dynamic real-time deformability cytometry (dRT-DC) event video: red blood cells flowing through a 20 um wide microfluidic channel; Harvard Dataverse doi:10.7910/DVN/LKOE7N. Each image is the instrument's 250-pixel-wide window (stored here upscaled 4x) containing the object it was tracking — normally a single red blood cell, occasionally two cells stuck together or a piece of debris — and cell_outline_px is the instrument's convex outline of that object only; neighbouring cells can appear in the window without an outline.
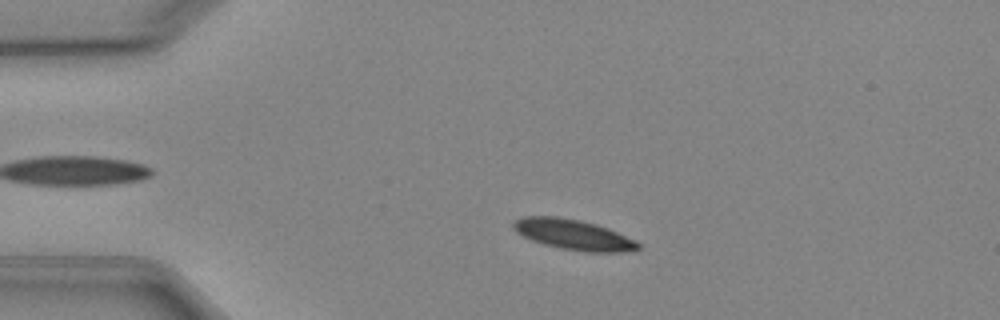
{"species": "Egyptian fruit bat (a non-hibernating species)", "species_latin": "Rousettus aegyptiacus", "temperature_condition": "cold", "stored_images_in_passage": 3, "camera_frame_rate_fps": 3000, "um_per_image_px": 0.085, "animal": {"sex": "female"}, "frame": {"image": 1, "passage_image": 2, "time_ms": 2.0, "image_size_px": [1000, 320], "cell_outline_px": [[640, 248], [624, 252], [584, 252], [560, 248], [544, 244], [532, 240], [516, 232], [512, 228], [512, 224], [516, 220], [524, 216], [556, 216], [596, 224], [608, 228], [636, 240], [640, 244]], "centroid_in_image_um": [48.74, 19.95], "position_along_channel_um": 36.3, "area_um2": 21.96}}